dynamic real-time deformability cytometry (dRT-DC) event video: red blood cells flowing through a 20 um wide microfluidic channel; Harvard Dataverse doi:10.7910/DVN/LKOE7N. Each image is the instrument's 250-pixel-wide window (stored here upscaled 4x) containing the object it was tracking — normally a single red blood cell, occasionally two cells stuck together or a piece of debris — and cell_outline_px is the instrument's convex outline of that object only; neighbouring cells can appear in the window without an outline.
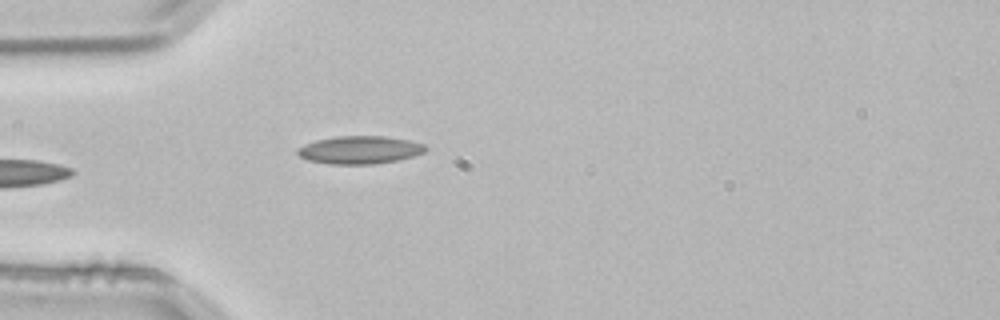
{"species": "common noctule bat (a hibernating species)", "species_latin": "Nyctalus noctula", "temperature_condition": "room temperature", "stored_images_in_passage": 2, "camera_frame_rate_fps": 3000, "um_per_image_px": 0.085, "animal": {"sex": "male", "body_mass_g": 21.5, "forearm_length_mm": 52.0}, "frame": {"image": 1, "passage_image": 2, "time_ms": 0.333, "image_size_px": [1000, 320], "cell_outline_px": [[428, 148], [424, 152], [412, 156], [396, 160], [372, 164], [328, 164], [308, 160], [300, 156], [296, 152], [296, 148], [304, 144], [316, 140], [336, 136], [388, 136], [408, 140], [424, 144]], "centroid_in_image_um": [30.55, 12.73], "position_along_channel_um": 54.5, "area_um2": 20.81}}